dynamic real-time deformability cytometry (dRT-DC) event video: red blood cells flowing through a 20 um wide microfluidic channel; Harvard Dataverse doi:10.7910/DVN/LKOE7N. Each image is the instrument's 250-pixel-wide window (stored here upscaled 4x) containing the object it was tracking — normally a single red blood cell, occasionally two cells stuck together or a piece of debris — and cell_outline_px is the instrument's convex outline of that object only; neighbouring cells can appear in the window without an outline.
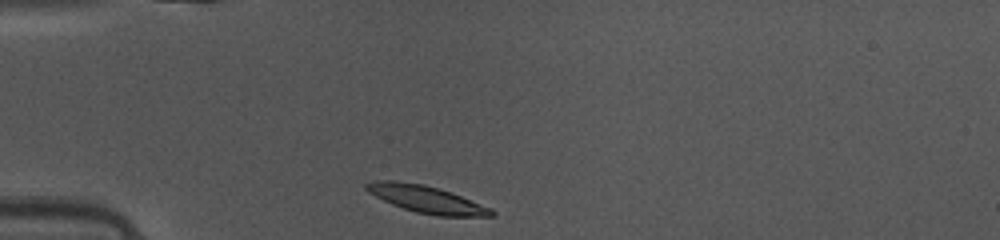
{"species": "common noctule bat (a hibernating species)", "species_latin": "Nyctalus noctula", "temperature_condition": "warm", "stored_images_in_passage": 36, "camera_frame_rate_fps": 3000, "um_per_image_px": 0.085, "animal": {"sex": "female", "body_mass_g": 10.0, "forearm_length_mm": 53.1}, "frame": {"image": 1, "passage_image": 1, "time_ms": 0.0, "image_size_px": [1000, 240], "cell_outline_px": [[496, 212], [492, 216], [436, 216], [416, 212], [392, 204], [368, 192], [364, 188], [364, 184], [376, 180], [396, 180], [424, 184], [440, 188], [452, 192], [492, 208]], "centroid_in_image_um": [36.26, 16.92], "position_along_channel_um": 48.7, "area_um2": 19.94}}
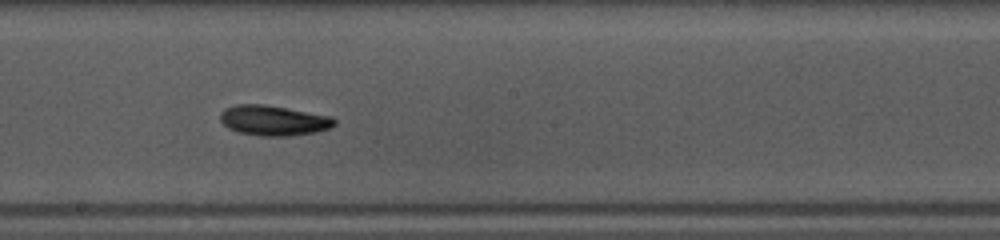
{"frame": {"image": 2, "passage_image": 15, "time_ms": 4.667, "image_size_px": [1000, 240], "cell_outline_px": [[336, 124], [328, 128], [316, 132], [288, 136], [260, 136], [236, 132], [228, 128], [220, 120], [220, 112], [224, 108], [236, 104], [264, 104], [288, 108], [332, 116], [336, 120]], "centroid_in_image_um": [23.23, 10.23], "position_along_channel_um": 225.0, "area_um2": 20.29}}
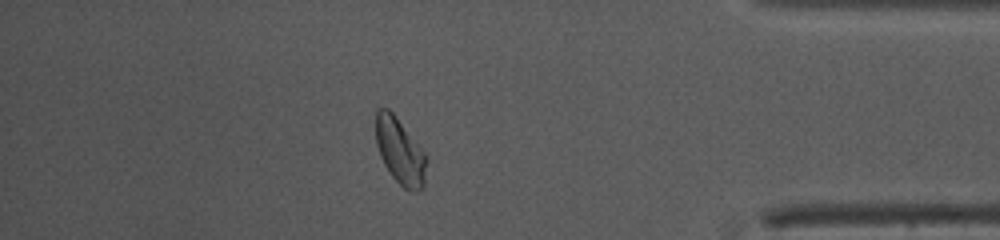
{"frame": {"image": 3, "passage_image": 30, "time_ms": 9.667, "image_size_px": [1000, 240], "cell_outline_px": [[428, 160], [424, 188], [416, 192], [412, 192], [404, 188], [392, 176], [384, 164], [380, 156], [376, 144], [376, 108], [388, 108], [396, 116], [428, 156]], "centroid_in_image_um": [34.03, 12.88], "position_along_channel_um": 401.2, "area_um2": 19.83}, "authors_computed_cell_mechanics": {"area_um2": 19.5075, "velocity_mm_per_s": 4.1146, "shape_relaxation_time_tau1_ms": 2.1719, "shape_relaxation_time_tau2_ms": 1.7998, "deformation_change_tau1": 0.1213, "deformation_change_tau2": 0.0697}}